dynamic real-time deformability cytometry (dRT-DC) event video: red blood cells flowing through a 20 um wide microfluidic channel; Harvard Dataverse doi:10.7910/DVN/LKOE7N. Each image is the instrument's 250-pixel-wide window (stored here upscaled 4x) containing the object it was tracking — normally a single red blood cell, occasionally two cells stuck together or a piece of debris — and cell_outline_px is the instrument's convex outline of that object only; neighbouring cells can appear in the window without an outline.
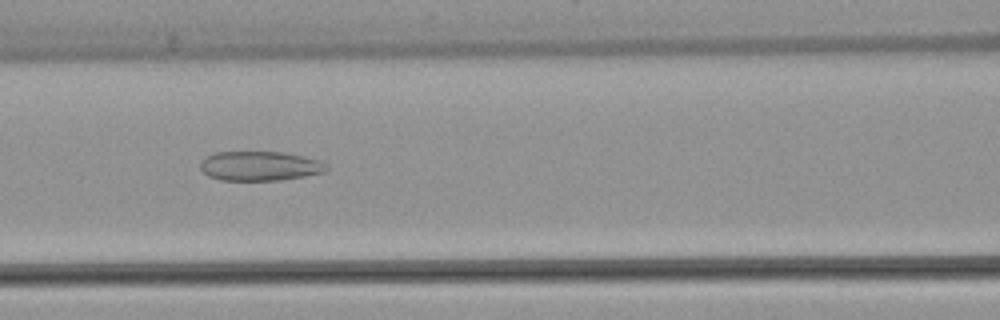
{"species": "common noctule bat (a hibernating species)", "species_latin": "Nyctalus noctula", "temperature_condition": "warm", "stored_images_in_passage": 37, "camera_frame_rate_fps": 3000, "um_per_image_px": 0.085, "animal": {"sex": "female", "body_mass_g": 22.7, "forearm_length_mm": 54.2}, "frame": {"image": 1, "passage_image": 11, "time_ms": 3.333, "image_size_px": [1000, 320], "cell_outline_px": [[328, 168], [324, 172], [304, 176], [280, 180], [220, 180], [208, 176], [200, 168], [200, 164], [208, 156], [216, 152], [284, 152], [304, 156], [320, 160], [328, 164]], "centroid_in_image_um": [22.12, 14.11], "position_along_channel_um": 144.5, "area_um2": 21.62}}